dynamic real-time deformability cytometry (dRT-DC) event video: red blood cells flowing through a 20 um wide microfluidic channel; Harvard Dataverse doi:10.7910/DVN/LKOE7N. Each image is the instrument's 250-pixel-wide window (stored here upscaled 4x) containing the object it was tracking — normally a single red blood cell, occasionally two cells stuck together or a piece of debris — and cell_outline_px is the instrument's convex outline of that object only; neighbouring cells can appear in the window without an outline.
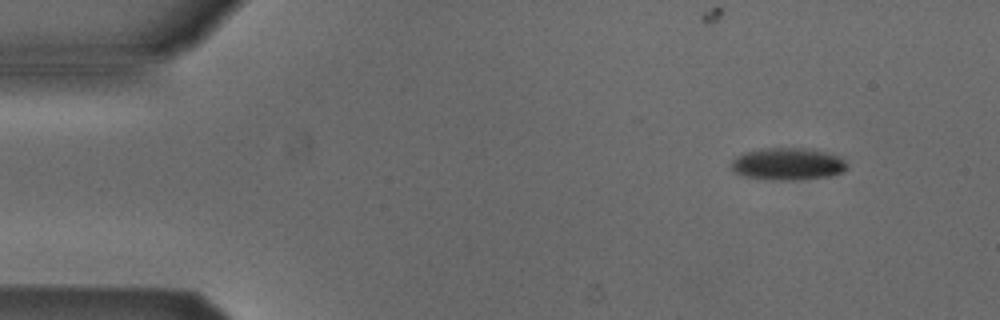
{"species": "Egyptian fruit bat (a non-hibernating species)", "species_latin": "Rousettus aegyptiacus", "temperature_condition": "cold", "stored_images_in_passage": 3, "camera_frame_rate_fps": 3000, "um_per_image_px": 0.085, "animal": {"sex": "male"}, "frame": {"image": 1, "passage_image": 1, "time_ms": 0.0, "image_size_px": [1000, 320], "cell_outline_px": [[848, 168], [840, 172], [828, 176], [792, 180], [772, 180], [744, 176], [736, 172], [732, 168], [732, 160], [736, 156], [744, 152], [764, 148], [800, 148], [824, 152], [840, 156], [848, 164]], "centroid_in_image_um": [66.95, 13.93], "position_along_channel_um": 18.1, "area_um2": 21.5}}